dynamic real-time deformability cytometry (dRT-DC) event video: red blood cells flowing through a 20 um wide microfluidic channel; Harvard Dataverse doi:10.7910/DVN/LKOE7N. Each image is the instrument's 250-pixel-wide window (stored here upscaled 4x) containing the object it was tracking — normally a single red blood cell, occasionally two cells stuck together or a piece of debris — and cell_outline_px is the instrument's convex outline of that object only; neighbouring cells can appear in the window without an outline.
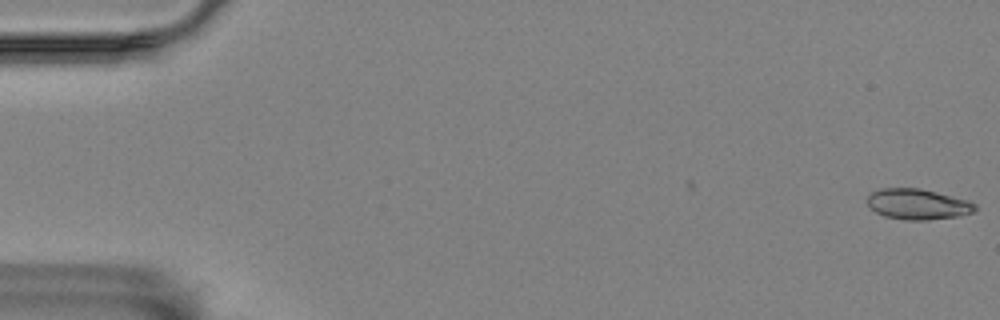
{"species": "Egyptian fruit bat (a non-hibernating species)", "species_latin": "Rousettus aegyptiacus", "temperature_condition": "room temperature", "stored_images_in_passage": 2, "camera_frame_rate_fps": 3000, "um_per_image_px": 0.085, "animal": {"sex": "female"}, "frame": {"image": 1, "passage_image": 2, "time_ms": 1.0, "image_size_px": [1000, 320], "cell_outline_px": [[976, 208], [972, 212], [960, 216], [928, 220], [904, 220], [884, 216], [876, 212], [868, 204], [868, 196], [872, 192], [880, 188], [920, 188], [968, 200], [976, 204]], "centroid_in_image_um": [78.01, 17.36], "position_along_channel_um": 7.0, "area_um2": 19.19}}